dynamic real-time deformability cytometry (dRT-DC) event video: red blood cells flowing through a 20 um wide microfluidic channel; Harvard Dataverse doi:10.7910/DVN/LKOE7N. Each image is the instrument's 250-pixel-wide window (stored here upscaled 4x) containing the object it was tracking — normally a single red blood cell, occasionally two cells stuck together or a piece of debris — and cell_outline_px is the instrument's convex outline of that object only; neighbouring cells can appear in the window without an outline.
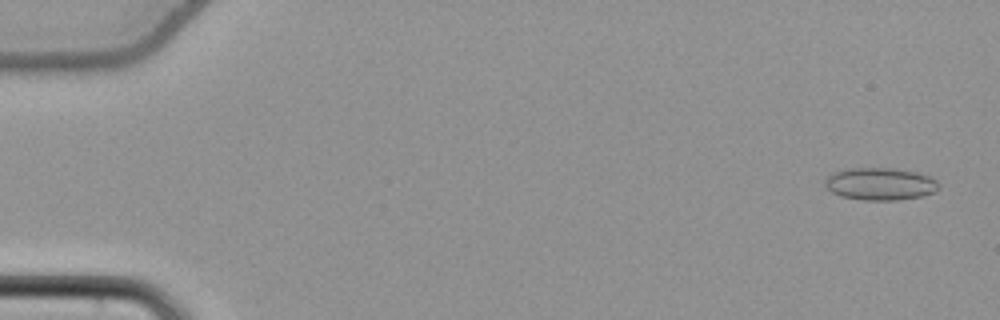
{"species": "common noctule bat (a hibernating species)", "species_latin": "Nyctalus noctula", "temperature_condition": "cold", "stored_images_in_passage": 55, "camera_frame_rate_fps": 3000, "um_per_image_px": 0.085, "animal": {"sex": "female", "body_mass_g": 22.7, "forearm_length_mm": 54.2}, "frame": {"image": 1, "passage_image": 2, "time_ms": 0.333, "image_size_px": [1000, 320], "cell_outline_px": [[940, 188], [936, 192], [924, 196], [896, 200], [864, 200], [840, 196], [832, 192], [824, 184], [824, 180], [832, 172], [848, 168], [896, 168], [916, 172], [928, 176], [936, 180], [940, 184]], "centroid_in_image_um": [74.84, 15.63], "position_along_channel_um": 10.2, "area_um2": 21.73}}
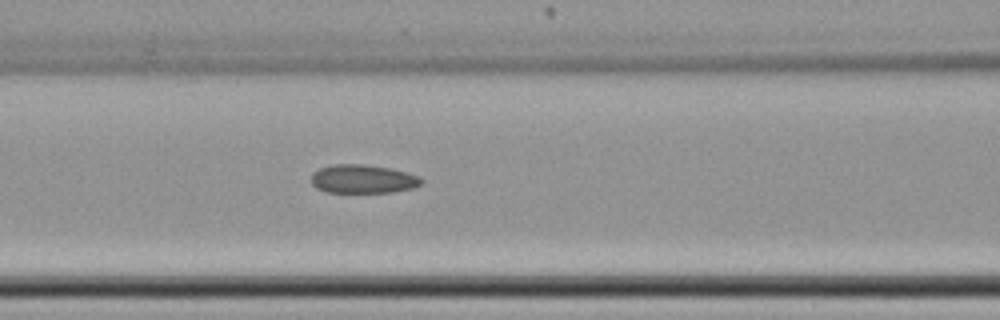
{"frame": {"image": 2, "passage_image": 24, "time_ms": 7.667, "image_size_px": [1000, 320], "cell_outline_px": [[424, 180], [420, 184], [412, 188], [392, 192], [328, 192], [316, 188], [312, 184], [312, 172], [320, 168], [332, 164], [364, 164], [392, 168], [420, 176]], "centroid_in_image_um": [30.85, 15.2], "position_along_channel_um": 135.7, "area_um2": 18.44}}
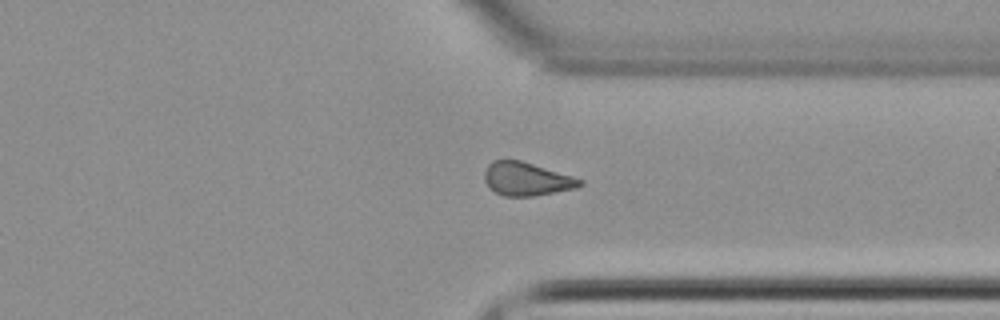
{"frame": {"image": 3, "passage_image": 42, "time_ms": 13.667, "image_size_px": [1000, 320], "cell_outline_px": [[584, 184], [576, 188], [532, 196], [504, 196], [488, 188], [484, 180], [484, 172], [488, 164], [492, 160], [520, 160], [572, 176], [584, 180]], "centroid_in_image_um": [44.73, 15.21], "position_along_channel_um": 366.7, "area_um2": 18.5}, "authors_computed_cell_mechanics": {"area_um2": 19.074, "velocity_mm_per_s": 3.8499, "shape_relaxation_time_tau1_ms": 4.3448, "shape_relaxation_time_tau2_ms": 3.7701, "deformation_change_tau1": 0.0572, "deformation_change_tau2": 0.1005}}